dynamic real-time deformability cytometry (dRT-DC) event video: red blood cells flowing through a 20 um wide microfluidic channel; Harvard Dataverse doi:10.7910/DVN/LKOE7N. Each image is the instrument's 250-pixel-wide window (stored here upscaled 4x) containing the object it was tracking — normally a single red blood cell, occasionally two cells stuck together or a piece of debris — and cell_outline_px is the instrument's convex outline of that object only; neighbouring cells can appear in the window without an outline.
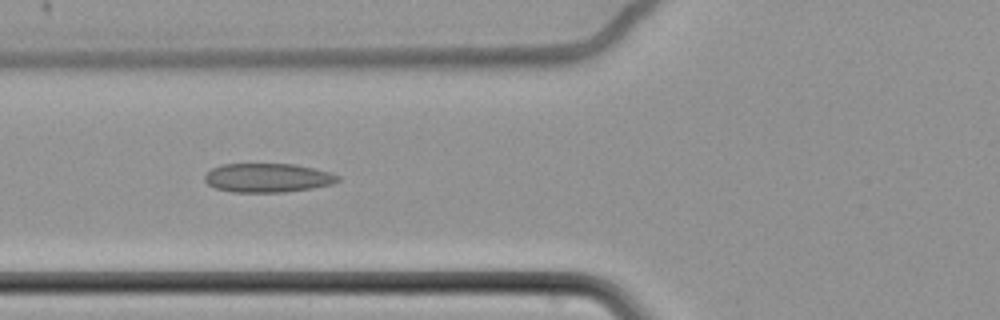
{"species": "common noctule bat (a hibernating species)", "species_latin": "Nyctalus noctula", "temperature_condition": "cold", "stored_images_in_passage": 8, "camera_frame_rate_fps": 3000, "um_per_image_px": 0.085, "animal": {"sex": "female", "body_mass_g": 22.7, "forearm_length_mm": 54.2}, "frame": {"image": 1, "passage_image": 7, "time_ms": 2.0, "image_size_px": [1000, 320], "cell_outline_px": [[340, 180], [332, 184], [312, 188], [284, 192], [232, 192], [216, 188], [208, 184], [204, 180], [204, 176], [212, 168], [220, 164], [296, 164], [328, 172], [340, 176]], "centroid_in_image_um": [22.74, 15.11], "position_along_channel_um": 103.1, "area_um2": 22.43}}
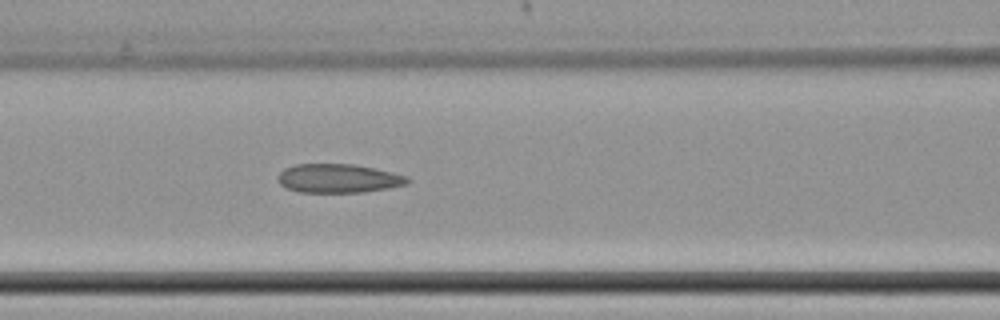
{"frame": {"image": 2, "passage_image": 8, "time_ms": 2.333, "image_size_px": [1000, 320], "cell_outline_px": [[412, 180], [408, 184], [388, 188], [364, 192], [300, 192], [288, 188], [280, 184], [276, 176], [284, 168], [296, 164], [356, 164], [376, 168], [408, 176]], "centroid_in_image_um": [28.8, 15.15], "position_along_channel_um": 137.8, "area_um2": 21.96}}